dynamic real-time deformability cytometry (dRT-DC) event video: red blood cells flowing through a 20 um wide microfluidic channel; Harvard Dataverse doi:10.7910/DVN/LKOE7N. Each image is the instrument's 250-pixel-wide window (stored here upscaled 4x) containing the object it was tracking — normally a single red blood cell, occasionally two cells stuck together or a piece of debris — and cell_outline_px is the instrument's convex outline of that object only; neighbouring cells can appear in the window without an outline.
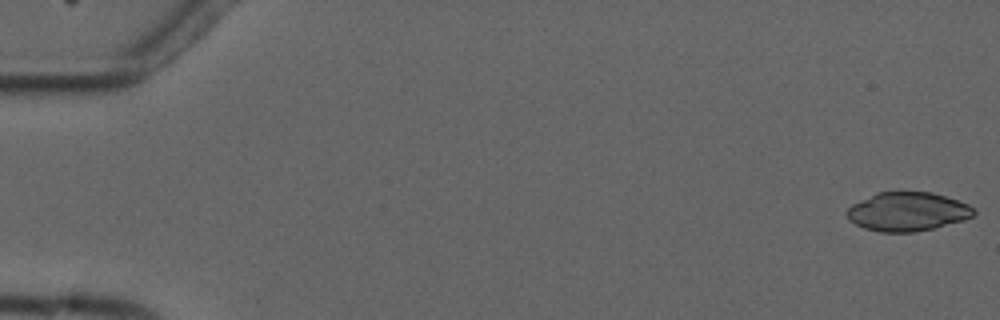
{"species": "common noctule bat (a hibernating species)", "species_latin": "Nyctalus noctula", "temperature_condition": "cold", "stored_images_in_passage": 6, "camera_frame_rate_fps": 3000, "um_per_image_px": 0.085, "animal": {"sex": "male", "forearm_length_mm": 52.5}, "frame": {"image": 1, "passage_image": 1, "time_ms": 0.0, "image_size_px": [1000, 320], "cell_outline_px": [[976, 212], [972, 216], [964, 220], [916, 232], [880, 232], [864, 228], [848, 220], [844, 212], [852, 204], [876, 192], [932, 192], [968, 204]], "centroid_in_image_um": [77.09, 17.99], "position_along_channel_um": 7.9, "area_um2": 28.67}}